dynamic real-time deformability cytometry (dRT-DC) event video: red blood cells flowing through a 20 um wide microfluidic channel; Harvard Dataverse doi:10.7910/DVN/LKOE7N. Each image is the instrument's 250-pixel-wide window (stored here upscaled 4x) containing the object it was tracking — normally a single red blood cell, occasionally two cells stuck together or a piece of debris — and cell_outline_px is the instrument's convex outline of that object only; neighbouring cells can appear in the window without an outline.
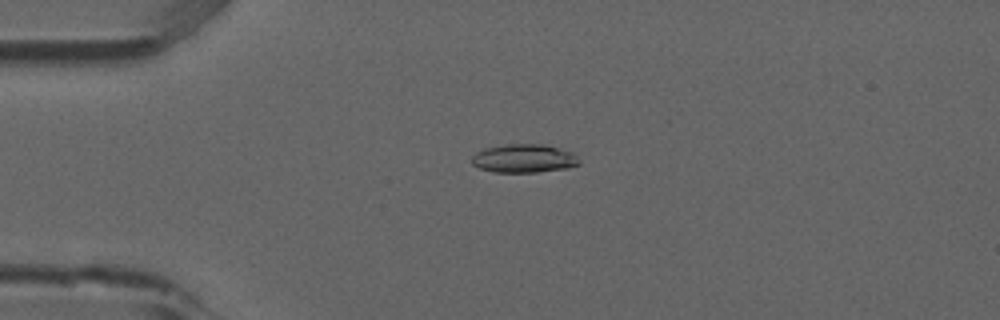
{"species": "common noctule bat (a hibernating species)", "species_latin": "Nyctalus noctula", "temperature_condition": "room temperature", "stored_images_in_passage": 4, "camera_frame_rate_fps": 3000, "um_per_image_px": 0.085, "animal": {"sex": "male", "forearm_length_mm": 52.5}, "frame": {"image": 1, "passage_image": 3, "time_ms": 0.667, "image_size_px": [1000, 320], "cell_outline_px": [[580, 164], [568, 168], [536, 172], [496, 172], [480, 168], [472, 164], [472, 156], [476, 152], [484, 148], [504, 144], [544, 144], [572, 152], [580, 160]], "centroid_in_image_um": [44.54, 13.46], "position_along_channel_um": 40.5, "area_um2": 17.86}}